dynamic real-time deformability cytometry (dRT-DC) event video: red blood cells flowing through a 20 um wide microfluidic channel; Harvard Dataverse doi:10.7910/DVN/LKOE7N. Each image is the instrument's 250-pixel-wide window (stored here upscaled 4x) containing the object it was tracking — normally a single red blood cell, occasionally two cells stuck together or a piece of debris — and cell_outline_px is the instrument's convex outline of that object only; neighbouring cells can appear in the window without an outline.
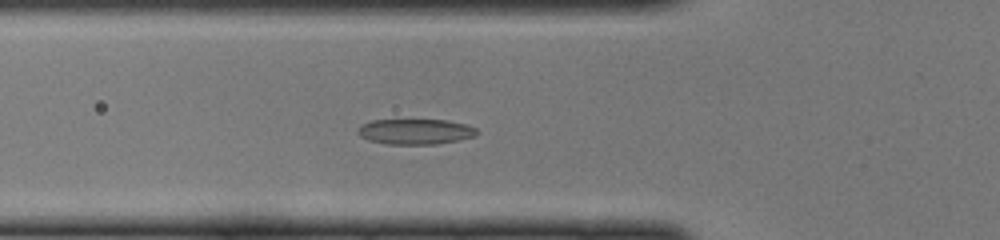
{"species": "common noctule bat (a hibernating species)", "species_latin": "Nyctalus noctula", "temperature_condition": "cold", "stored_images_in_passage": 45, "camera_frame_rate_fps": 3000, "um_per_image_px": 0.085, "animal": {"sex": "female", "body_mass_g": 22.0, "forearm_length_mm": 56.7}, "frame": {"image": 1, "passage_image": 14, "time_ms": 4.333, "image_size_px": [1000, 240], "cell_outline_px": [[480, 132], [476, 136], [460, 140], [436, 144], [388, 144], [368, 140], [360, 136], [356, 132], [360, 124], [372, 120], [448, 120], [464, 124], [476, 128]], "centroid_in_image_um": [35.31, 11.19], "position_along_channel_um": 90.5, "area_um2": 17.8}}
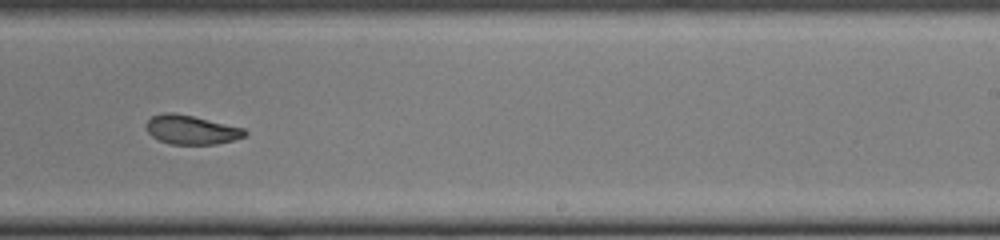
{"frame": {"image": 2, "passage_image": 27, "time_ms": 8.667, "image_size_px": [1000, 240], "cell_outline_px": [[248, 132], [244, 136], [232, 140], [216, 144], [172, 144], [160, 140], [152, 136], [148, 132], [144, 124], [152, 116], [160, 112], [172, 112], [192, 116], [244, 128]], "centroid_in_image_um": [16.22, 11.02], "position_along_channel_um": 272.8, "area_um2": 16.59}}
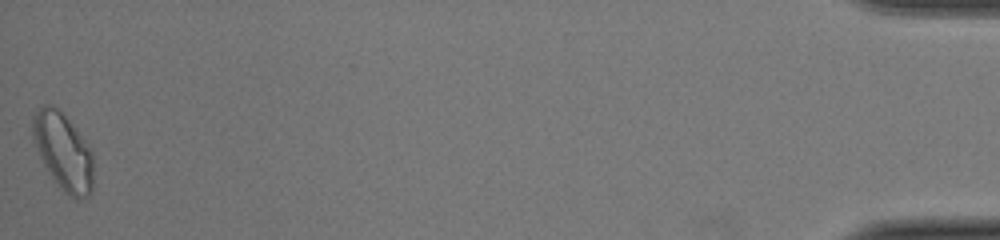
{"frame": {"image": 3, "passage_image": 45, "time_ms": 14.667, "image_size_px": [1000, 240], "cell_outline_px": [[92, 192], [88, 196], [80, 200], [76, 200], [64, 192], [52, 176], [44, 164], [40, 156], [32, 136], [32, 116], [44, 104], [52, 104], [76, 128], [92, 148]], "centroid_in_image_um": [5.39, 12.88], "position_along_channel_um": 429.8, "area_um2": 27.05}}